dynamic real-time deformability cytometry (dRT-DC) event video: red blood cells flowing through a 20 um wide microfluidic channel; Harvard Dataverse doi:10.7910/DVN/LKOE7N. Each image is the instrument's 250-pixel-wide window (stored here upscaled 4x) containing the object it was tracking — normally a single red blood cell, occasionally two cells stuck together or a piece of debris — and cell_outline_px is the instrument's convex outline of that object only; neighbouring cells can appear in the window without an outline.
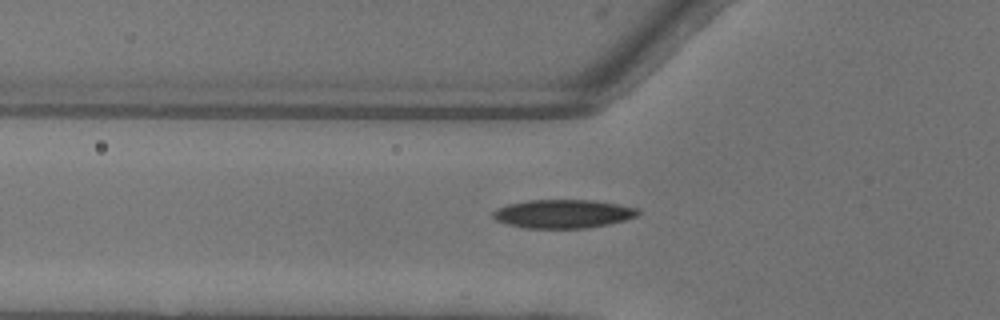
{"species": "common noctule bat (a hibernating species)", "species_latin": "Nyctalus noctula", "temperature_condition": "warm", "stored_images_in_passage": 40, "camera_frame_rate_fps": 3000, "um_per_image_px": 0.085, "animal": {"sex": "female"}, "frame": {"image": 1, "passage_image": 11, "time_ms": 3.333, "image_size_px": [1000, 320], "cell_outline_px": [[640, 212], [636, 216], [624, 220], [608, 224], [584, 228], [524, 228], [508, 224], [496, 220], [492, 216], [492, 212], [508, 204], [528, 200], [592, 200], [640, 208]], "centroid_in_image_um": [47.87, 18.17], "position_along_channel_um": 77.9, "area_um2": 23.99}}
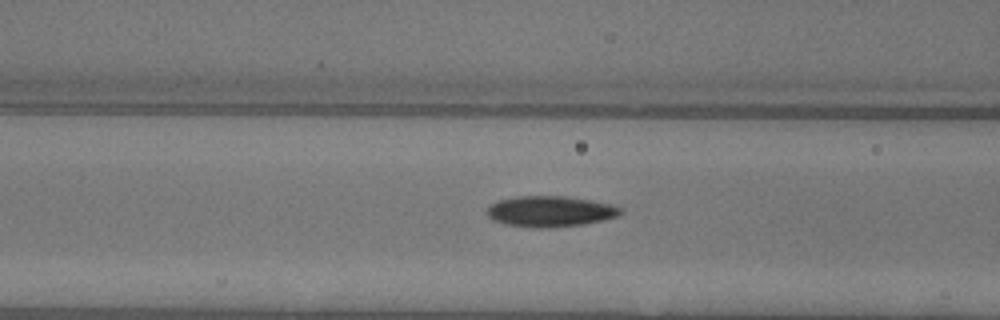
{"frame": {"image": 2, "passage_image": 14, "time_ms": 4.333, "image_size_px": [1000, 320], "cell_outline_px": [[624, 212], [616, 216], [604, 220], [580, 224], [540, 228], [536, 228], [504, 224], [492, 220], [484, 212], [488, 204], [500, 200], [516, 196], [564, 196], [612, 204], [620, 208]], "centroid_in_image_um": [46.69, 17.96], "position_along_channel_um": 119.9, "area_um2": 23.93}}
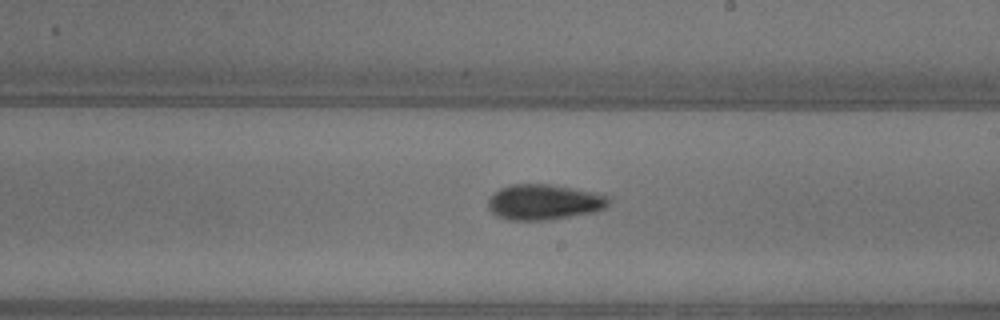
{"frame": {"image": 3, "passage_image": 23, "time_ms": 7.333, "image_size_px": [1000, 320], "cell_outline_px": [[612, 196], [608, 204], [604, 208], [596, 212], [544, 220], [508, 220], [496, 216], [488, 208], [488, 200], [500, 188], [512, 184], [552, 184]], "centroid_in_image_um": [46.25, 17.17], "position_along_channel_um": 242.7, "area_um2": 24.91}}